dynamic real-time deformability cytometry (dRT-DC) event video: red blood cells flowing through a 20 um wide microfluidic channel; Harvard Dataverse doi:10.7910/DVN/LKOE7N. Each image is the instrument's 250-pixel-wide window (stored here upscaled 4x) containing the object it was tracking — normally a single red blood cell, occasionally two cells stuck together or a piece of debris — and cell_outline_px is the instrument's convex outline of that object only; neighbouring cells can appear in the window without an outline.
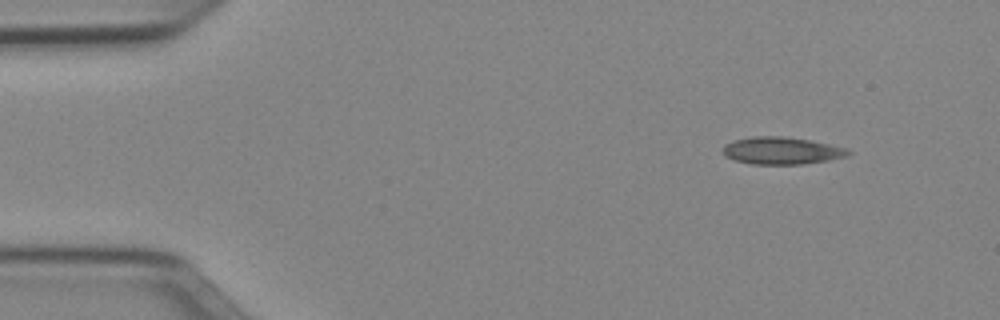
{"species": "Egyptian fruit bat (a non-hibernating species)", "species_latin": "Rousettus aegyptiacus", "temperature_condition": "cold", "stored_images_in_passage": 9, "camera_frame_rate_fps": 3000, "um_per_image_px": 0.085, "animal": {"sex": "female"}, "frame": {"image": 1, "passage_image": 1, "time_ms": 0.0, "image_size_px": [1000, 320], "cell_outline_px": [[852, 152], [848, 156], [828, 160], [804, 164], [752, 164], [736, 160], [724, 156], [720, 152], [724, 144], [732, 140], [752, 136], [784, 136], [808, 140], [828, 144], [844, 148]], "centroid_in_image_um": [66.37, 12.8], "position_along_channel_um": 18.6, "area_um2": 20.0}}